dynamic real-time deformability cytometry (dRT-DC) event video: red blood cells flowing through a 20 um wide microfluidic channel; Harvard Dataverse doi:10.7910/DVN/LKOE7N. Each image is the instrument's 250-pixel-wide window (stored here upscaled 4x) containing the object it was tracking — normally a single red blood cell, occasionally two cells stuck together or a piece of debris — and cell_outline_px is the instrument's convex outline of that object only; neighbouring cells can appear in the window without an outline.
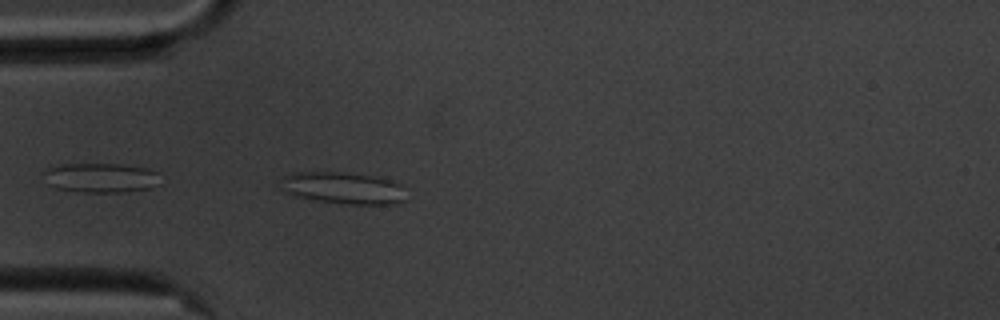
{"species": "common noctule bat (a hibernating species)", "species_latin": "Nyctalus noctula", "temperature_condition": "cold", "stored_images_in_passage": 42, "camera_frame_rate_fps": 3000, "um_per_image_px": 0.085, "animal": {"sex": "male", "body_mass_g": 20.1, "forearm_length_mm": 53.5}, "frame": {"image": 1, "passage_image": 2, "time_ms": 0.333, "image_size_px": [1000, 320], "cell_outline_px": [[404, 200], [396, 204], [344, 204], [316, 200], [296, 196], [284, 192], [280, 180], [284, 176], [292, 172], [344, 172], [376, 176], [392, 180], [400, 184]], "centroid_in_image_um": [29.14, 15.97], "position_along_channel_um": 55.9, "area_um2": 23.29}}
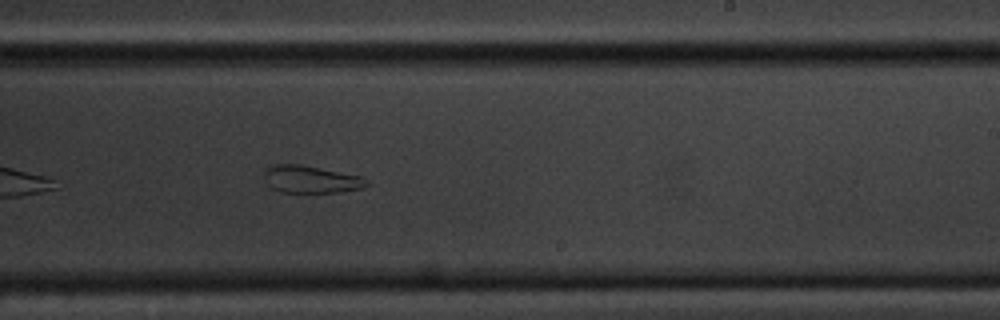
{"frame": {"image": 2, "passage_image": 20, "time_ms": 6.333, "image_size_px": [1000, 320], "cell_outline_px": [[372, 184], [364, 188], [340, 192], [280, 192], [272, 188], [264, 180], [264, 172], [272, 164], [300, 164], [360, 176], [368, 180]], "centroid_in_image_um": [26.45, 15.25], "position_along_channel_um": 262.6, "area_um2": 16.42}}
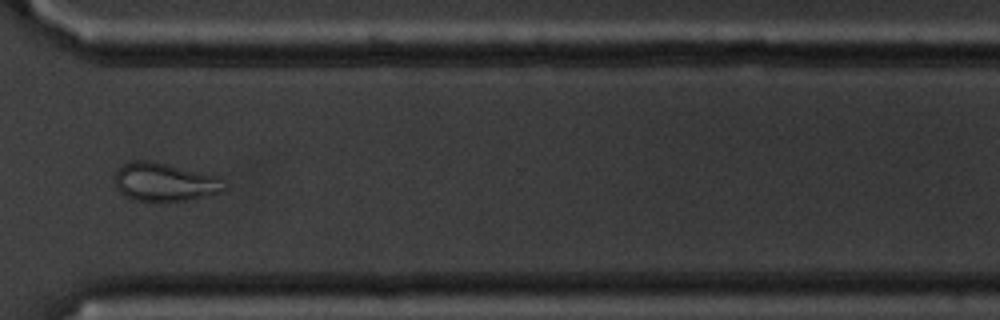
{"frame": {"image": 3, "passage_image": 28, "time_ms": 9.0, "image_size_px": [1000, 320], "cell_outline_px": [[228, 184], [220, 192], [188, 200], [136, 200], [124, 196], [116, 188], [116, 172], [128, 160], [152, 160], [220, 176]], "centroid_in_image_um": [14.02, 15.44], "position_along_channel_um": 356.6, "area_um2": 24.51}, "authors_computed_cell_mechanics": {"area_um2": 20.0566, "velocity_mm_per_s": 3.5346, "shape_relaxation_time_tau1_ms": null, "shape_relaxation_time_tau2_ms": 2.4649, "deformation_change_tau1": null, "deformation_change_tau2": 0.095}}